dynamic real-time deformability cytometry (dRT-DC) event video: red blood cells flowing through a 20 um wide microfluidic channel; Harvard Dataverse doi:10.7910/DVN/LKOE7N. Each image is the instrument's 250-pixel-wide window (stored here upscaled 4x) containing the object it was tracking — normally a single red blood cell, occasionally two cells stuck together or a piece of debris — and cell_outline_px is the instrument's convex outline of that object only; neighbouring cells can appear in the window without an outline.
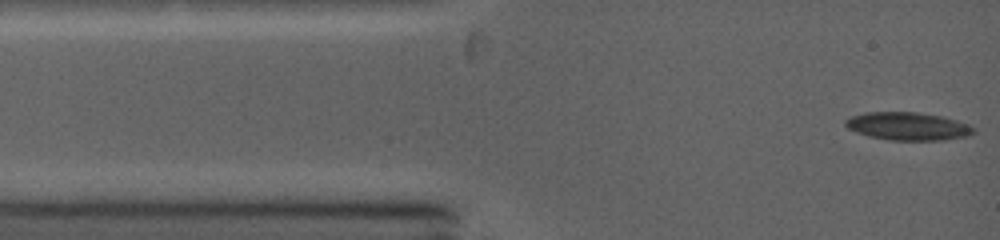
{"species": "common noctule bat (a hibernating species)", "species_latin": "Nyctalus noctula", "temperature_condition": "warm", "stored_images_in_passage": 54, "camera_frame_rate_fps": 5000, "um_per_image_px": 0.085, "animal": {"sex": "female", "body_mass_g": 19.0, "forearm_length_mm": 53.3}, "frame": {"image": 1, "passage_image": 1, "time_ms": 0.0, "image_size_px": [1000, 240], "cell_outline_px": [[976, 132], [968, 136], [944, 140], [888, 140], [868, 136], [856, 132], [848, 128], [844, 124], [844, 120], [852, 116], [864, 112], [916, 112], [940, 116], [956, 120], [968, 124], [976, 128]], "centroid_in_image_um": [77.18, 10.73], "position_along_channel_um": 7.8, "area_um2": 20.98}}
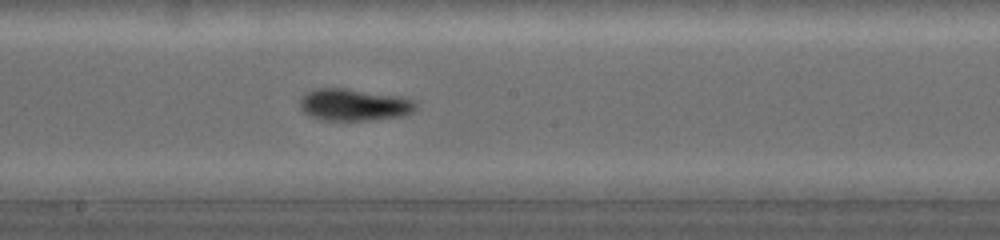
{"frame": {"image": 2, "passage_image": 25, "time_ms": 6.2, "image_size_px": [1000, 240], "cell_outline_px": [[416, 108], [412, 112], [400, 116], [368, 120], [320, 120], [308, 116], [300, 108], [300, 100], [308, 92], [316, 88], [344, 88], [404, 96], [416, 100]], "centroid_in_image_um": [30.11, 8.9], "position_along_channel_um": 218.1, "area_um2": 21.73}}
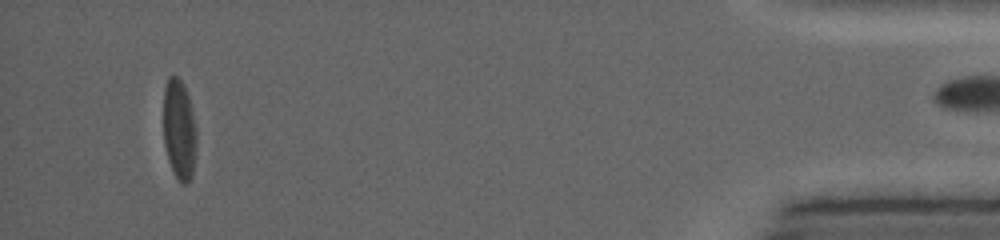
{"frame": {"image": 3, "passage_image": 53, "time_ms": 13.2, "image_size_px": [1000, 240], "cell_outline_px": [[196, 148], [192, 176], [184, 184], [180, 184], [168, 160], [164, 144], [164, 88], [168, 76], [176, 76], [184, 84], [188, 96], [192, 112], [196, 132]], "centroid_in_image_um": [15.22, 11.01], "position_along_channel_um": 420.0, "area_um2": 19.19}}